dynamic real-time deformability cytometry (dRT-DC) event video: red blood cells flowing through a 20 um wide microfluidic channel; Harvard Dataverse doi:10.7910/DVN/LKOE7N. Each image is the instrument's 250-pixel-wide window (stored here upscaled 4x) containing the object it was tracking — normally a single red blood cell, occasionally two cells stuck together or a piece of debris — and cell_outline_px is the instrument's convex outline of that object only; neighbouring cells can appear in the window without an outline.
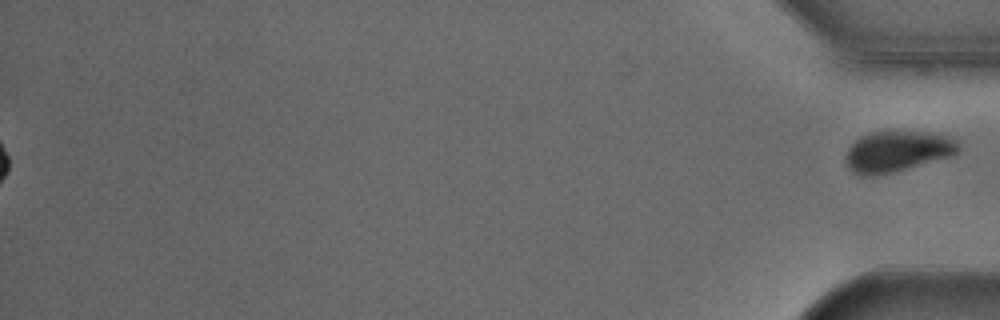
{"species": "Egyptian fruit bat (a non-hibernating species)", "species_latin": "Rousettus aegyptiacus", "temperature_condition": "cold", "stored_images_in_passage": 54, "segment_of_instrument_passage": [2, 2], "camera_frame_rate_fps": 3000, "um_per_image_px": 0.085, "animal": {"sex": "male"}, "frame": {"image": 1, "passage_image": 54, "time_ms": 17.667, "image_size_px": [1000, 320], "cell_outline_px": [[960, 148], [952, 156], [892, 172], [872, 176], [860, 176], [852, 172], [844, 164], [844, 156], [848, 148], [860, 136], [872, 132], [936, 132], [952, 136], [960, 144]], "centroid_in_image_um": [76.26, 12.87], "position_along_channel_um": 358.9, "area_um2": 27.11}}